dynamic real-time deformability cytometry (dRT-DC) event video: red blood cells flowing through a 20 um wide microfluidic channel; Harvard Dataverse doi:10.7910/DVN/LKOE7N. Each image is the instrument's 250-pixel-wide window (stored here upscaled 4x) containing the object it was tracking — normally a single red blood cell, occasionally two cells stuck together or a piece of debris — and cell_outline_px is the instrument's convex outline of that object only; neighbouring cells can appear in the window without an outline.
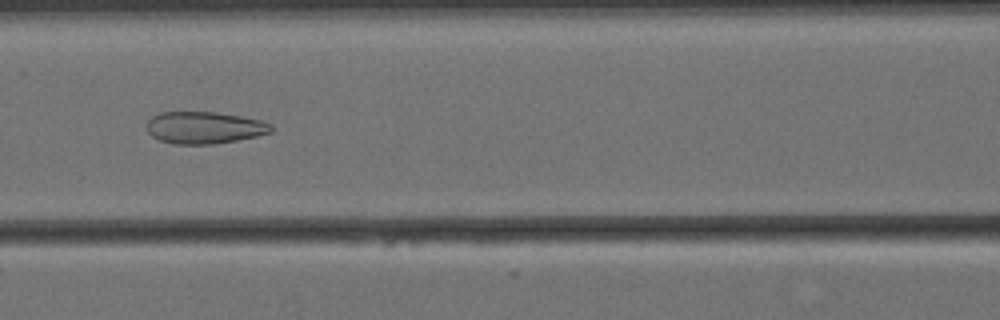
{"species": "Egyptian fruit bat (a non-hibernating species)", "species_latin": "Rousettus aegyptiacus", "temperature_condition": "cold", "stored_images_in_passage": 57, "camera_frame_rate_fps": 3000, "um_per_image_px": 0.085, "animal": {"sex": "female"}, "frame": {"image": 1, "passage_image": 24, "time_ms": 7.667, "image_size_px": [1000, 320], "cell_outline_px": [[272, 132], [256, 136], [236, 140], [212, 144], [172, 144], [160, 140], [152, 136], [148, 132], [144, 124], [152, 116], [160, 112], [216, 112], [240, 116], [260, 120], [272, 124]], "centroid_in_image_um": [17.33, 10.84], "position_along_channel_um": 149.3, "area_um2": 23.29}}
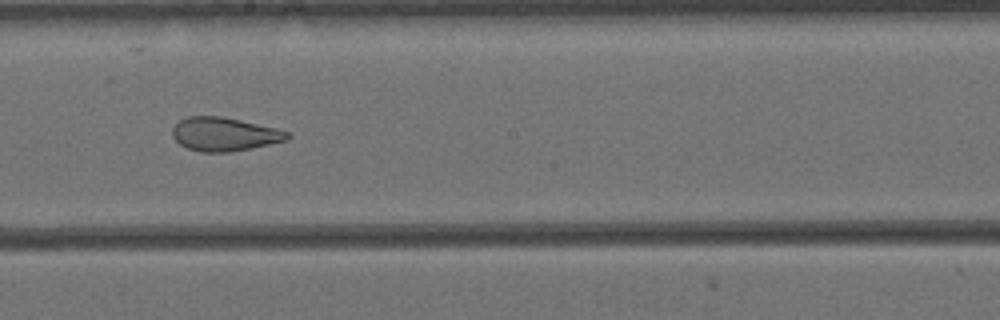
{"frame": {"image": 2, "passage_image": 31, "time_ms": 10.0, "image_size_px": [1000, 320], "cell_outline_px": [[292, 136], [288, 140], [252, 148], [228, 152], [200, 152], [188, 148], [180, 144], [172, 136], [172, 128], [180, 120], [188, 116], [220, 116], [240, 120], [276, 128], [288, 132]], "centroid_in_image_um": [19.08, 11.41], "position_along_channel_um": 229.1, "area_um2": 22.48}}
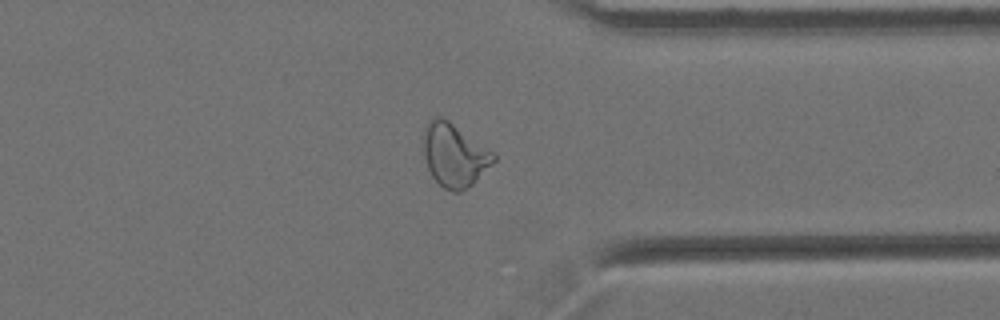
{"frame": {"image": 3, "passage_image": 44, "time_ms": 14.333, "image_size_px": [1000, 320], "cell_outline_px": [[496, 160], [472, 184], [460, 192], [452, 192], [444, 188], [432, 176], [428, 168], [424, 156], [424, 128], [428, 120], [436, 116], [440, 116], [448, 120], [492, 152], [496, 156]], "centroid_in_image_um": [38.59, 13.18], "position_along_channel_um": 372.8, "area_um2": 25.37}, "authors_computed_cell_mechanics": {"area_um2": 27.6862, "velocity_mm_per_s": 3.4452, "shape_relaxation_time_tau1_ms": null, "shape_relaxation_time_tau2_ms": 1.5069, "deformation_change_tau1": null, "deformation_change_tau2": 0.0907}}